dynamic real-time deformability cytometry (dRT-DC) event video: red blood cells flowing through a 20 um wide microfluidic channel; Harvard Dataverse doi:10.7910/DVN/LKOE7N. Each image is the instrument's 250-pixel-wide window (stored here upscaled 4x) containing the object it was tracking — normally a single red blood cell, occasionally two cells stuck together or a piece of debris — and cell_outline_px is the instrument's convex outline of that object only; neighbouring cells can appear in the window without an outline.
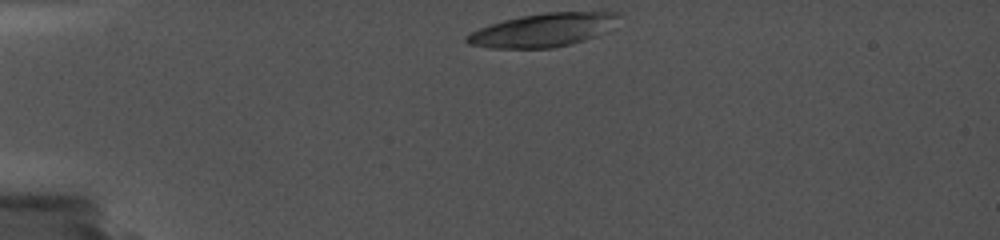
{"species": "common noctule bat (a hibernating species)", "species_latin": "Nyctalus noctula", "temperature_condition": "cold", "stored_images_in_passage": 1, "camera_frame_rate_fps": 5000, "um_per_image_px": 0.085, "animal": {"sex": "female", "body_mass_g": 19.0, "forearm_length_mm": 56.7}, "frame": {"image": 1, "passage_image": 1, "time_ms": 0.0, "image_size_px": [1000, 240], "cell_outline_px": [[624, 12], [604, 32], [596, 36], [572, 44], [552, 48], [492, 48], [468, 44], [464, 40], [464, 36], [480, 28], [504, 20], [520, 16], [544, 12]], "centroid_in_image_um": [46.14, 2.55], "position_along_channel_um": 38.9, "area_um2": 29.42}}